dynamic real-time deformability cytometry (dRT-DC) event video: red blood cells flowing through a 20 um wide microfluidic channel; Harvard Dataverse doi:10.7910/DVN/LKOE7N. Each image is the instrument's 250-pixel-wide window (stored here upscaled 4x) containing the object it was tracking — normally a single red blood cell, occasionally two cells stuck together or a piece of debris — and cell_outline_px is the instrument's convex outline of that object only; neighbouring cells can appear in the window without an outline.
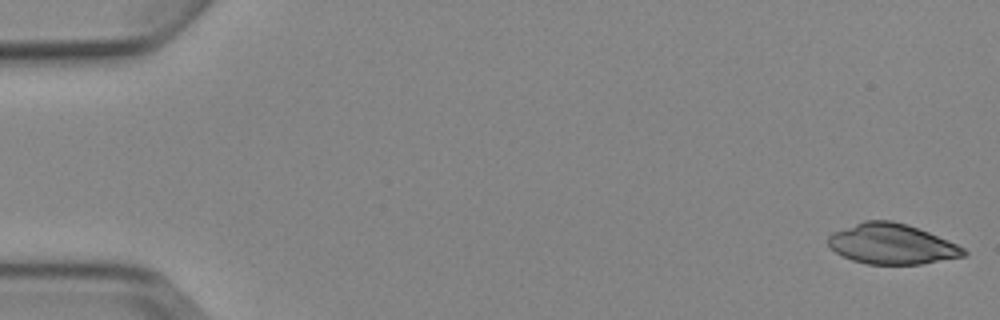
{"species": "Egyptian fruit bat (a non-hibernating species)", "species_latin": "Rousettus aegyptiacus", "temperature_condition": "cold", "stored_images_in_passage": 4, "camera_frame_rate_fps": 3000, "um_per_image_px": 0.085, "animal": {"sex": "female"}, "frame": {"image": 1, "passage_image": 1, "time_ms": 0.0, "image_size_px": [1000, 320], "cell_outline_px": [[968, 252], [964, 256], [920, 264], [868, 264], [852, 260], [836, 252], [828, 244], [828, 236], [832, 232], [864, 220], [892, 220], [908, 224], [948, 240], [964, 248]], "centroid_in_image_um": [75.79, 20.73], "position_along_channel_um": 9.2, "area_um2": 31.73}}
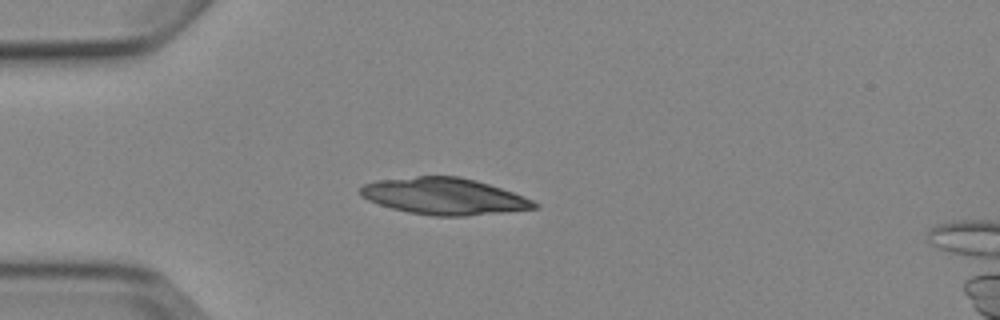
{"frame": {"image": 2, "passage_image": 4, "time_ms": 4.333, "image_size_px": [1000, 320], "cell_outline_px": [[540, 208], [504, 212], [464, 216], [432, 216], [408, 212], [392, 208], [368, 200], [360, 196], [360, 188], [364, 184], [376, 180], [416, 176], [460, 176], [476, 180], [524, 196], [540, 204]], "centroid_in_image_um": [37.76, 16.68], "position_along_channel_um": 47.2, "area_um2": 37.17}}